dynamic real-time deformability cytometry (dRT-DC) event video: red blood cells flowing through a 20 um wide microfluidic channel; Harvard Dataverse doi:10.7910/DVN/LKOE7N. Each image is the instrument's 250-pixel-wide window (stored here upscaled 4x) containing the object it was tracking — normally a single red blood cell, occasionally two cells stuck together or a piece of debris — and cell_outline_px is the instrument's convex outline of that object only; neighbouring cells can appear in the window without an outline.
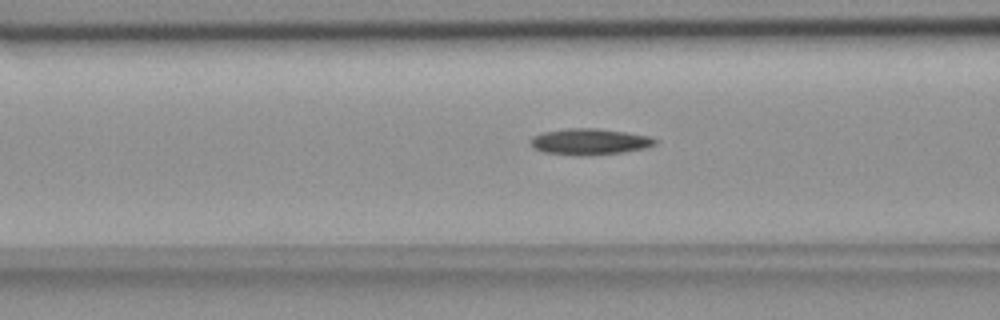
{"species": "common noctule bat (a hibernating species)", "species_latin": "Nyctalus noctula", "temperature_condition": "room temperature", "stored_images_in_passage": 49, "camera_frame_rate_fps": 3000, "um_per_image_px": 0.085, "animal": {"sex": "female", "body_mass_g": 18.4}, "frame": {"image": 1, "passage_image": 22, "time_ms": 7.0, "image_size_px": [1000, 320], "cell_outline_px": [[660, 140], [656, 144], [648, 148], [624, 152], [588, 156], [576, 156], [544, 152], [532, 148], [528, 140], [532, 136], [544, 132], [568, 128], [596, 128], [624, 132], [648, 136]], "centroid_in_image_um": [50.11, 12.06], "position_along_channel_um": 116.5, "area_um2": 19.36}}
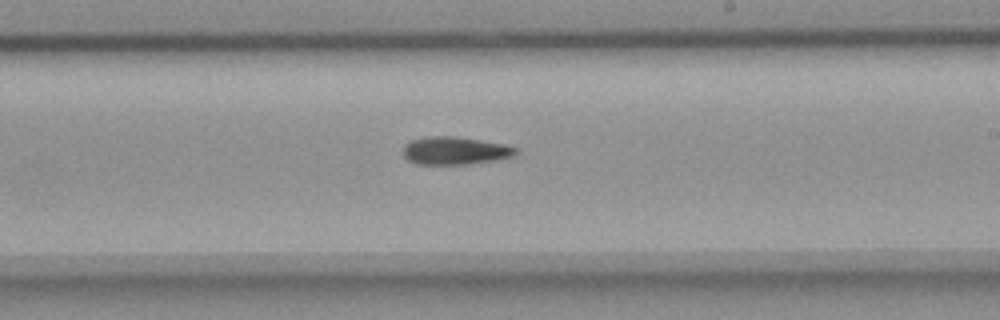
{"frame": {"image": 2, "passage_image": 33, "time_ms": 10.667, "image_size_px": [1000, 320], "cell_outline_px": [[520, 152], [512, 156], [492, 160], [468, 164], [416, 164], [408, 160], [404, 156], [404, 144], [412, 140], [428, 136], [456, 136], [504, 144], [520, 148]], "centroid_in_image_um": [38.69, 12.8], "position_along_channel_um": 250.3, "area_um2": 18.26}}
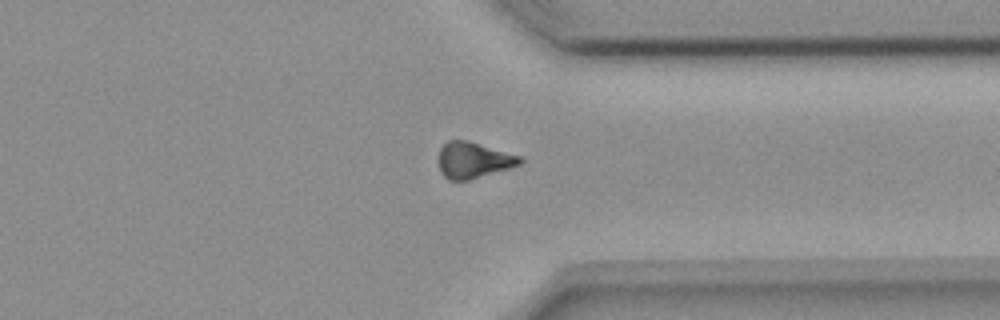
{"frame": {"image": 3, "passage_image": 43, "time_ms": 14.0, "image_size_px": [1000, 320], "cell_outline_px": [[524, 160], [520, 164], [508, 168], [468, 180], [448, 180], [440, 172], [436, 160], [440, 148], [448, 140], [468, 140], [524, 156]], "centroid_in_image_um": [40.22, 13.59], "position_along_channel_um": 371.2, "area_um2": 17.46}}